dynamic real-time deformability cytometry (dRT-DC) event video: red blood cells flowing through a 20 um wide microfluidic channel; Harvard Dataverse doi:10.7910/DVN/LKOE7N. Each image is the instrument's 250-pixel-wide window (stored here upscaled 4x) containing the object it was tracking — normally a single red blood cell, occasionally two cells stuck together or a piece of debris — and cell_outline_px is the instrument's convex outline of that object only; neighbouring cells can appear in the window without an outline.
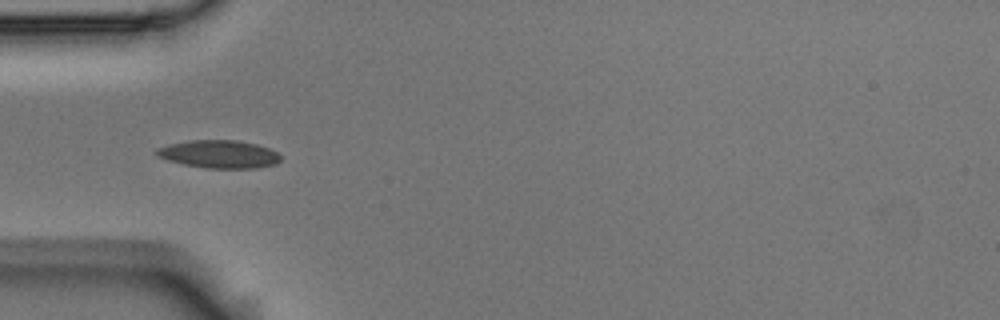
{"species": "Egyptian fruit bat (a non-hibernating species)", "species_latin": "Rousettus aegyptiacus", "temperature_condition": "room temperature", "stored_images_in_passage": 11, "camera_frame_rate_fps": 3000, "um_per_image_px": 0.085, "animal": {"sex": "male"}, "frame": {"image": 1, "passage_image": 5, "time_ms": 1.333, "image_size_px": [1000, 320], "cell_outline_px": [[280, 160], [276, 164], [256, 168], [204, 168], [184, 164], [168, 160], [156, 156], [152, 152], [156, 148], [168, 144], [188, 140], [236, 140], [256, 144], [268, 148], [276, 152], [280, 156]], "centroid_in_image_um": [18.56, 13.1], "position_along_channel_um": 66.4, "area_um2": 20.29}}
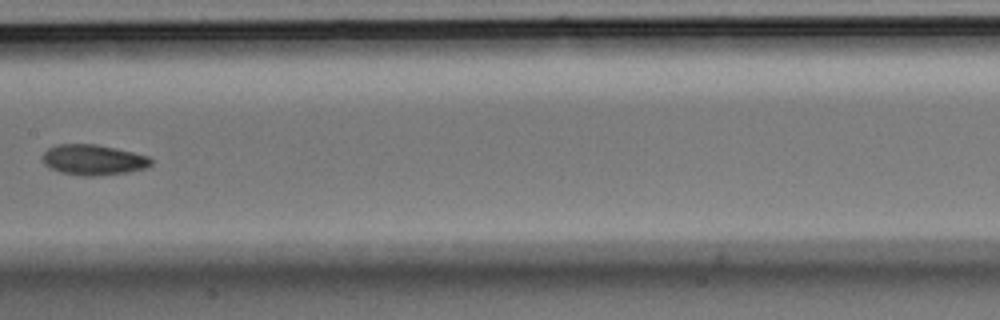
{"frame": {"image": 2, "passage_image": 8, "time_ms": 2.333, "image_size_px": [1000, 320], "cell_outline_px": [[152, 164], [144, 168], [128, 172], [92, 176], [80, 176], [60, 172], [48, 168], [44, 164], [44, 152], [48, 148], [56, 144], [96, 144], [116, 148], [148, 156], [152, 160]], "centroid_in_image_um": [7.91, 13.58], "position_along_channel_um": 199.5, "area_um2": 19.25}}
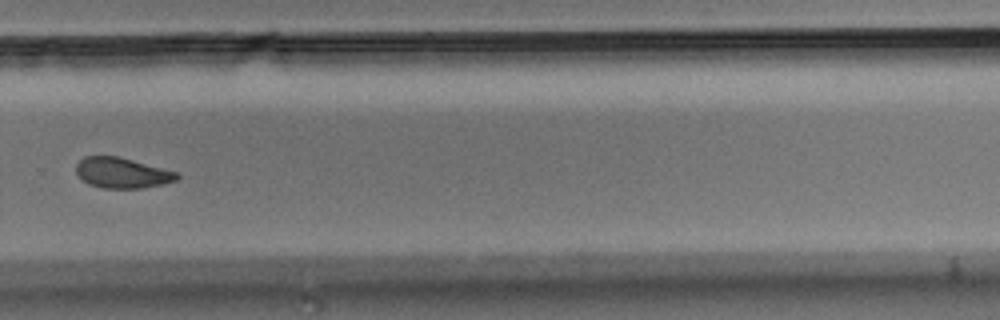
{"frame": {"image": 3, "passage_image": 11, "time_ms": 3.333, "image_size_px": [1000, 320], "cell_outline_px": [[180, 176], [176, 180], [164, 184], [144, 188], [100, 188], [88, 184], [76, 172], [76, 164], [84, 156], [116, 156], [132, 160], [176, 172]], "centroid_in_image_um": [10.36, 14.7], "position_along_channel_um": 319.4, "area_um2": 17.74}}